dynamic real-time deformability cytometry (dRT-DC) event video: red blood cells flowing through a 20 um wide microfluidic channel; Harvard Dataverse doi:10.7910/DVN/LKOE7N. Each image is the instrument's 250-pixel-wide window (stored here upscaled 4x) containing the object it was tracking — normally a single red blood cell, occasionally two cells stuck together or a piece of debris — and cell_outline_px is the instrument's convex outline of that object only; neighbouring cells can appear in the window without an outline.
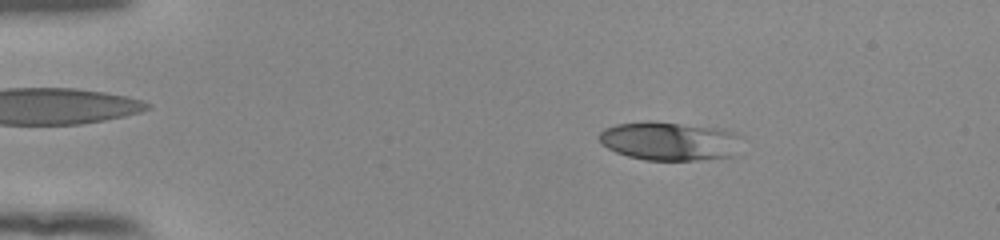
{"species": "human", "species_latin": "Homo sapiens", "temperature_condition": "room temperature", "stored_images_in_passage": 46, "camera_frame_rate_fps": 3000, "um_per_image_px": 0.085, "donor": {"sex": "female"}, "frame": {"image": 1, "passage_image": 3, "time_ms": 0.667, "image_size_px": [1000, 240], "cell_outline_px": [[744, 136], [736, 156], [696, 160], [644, 160], [628, 156], [616, 152], [608, 148], [600, 140], [600, 132], [604, 128], [616, 124], [648, 120], [724, 128], [736, 132]], "centroid_in_image_um": [57.01, 11.98], "position_along_channel_um": 28.0, "area_um2": 32.83}}
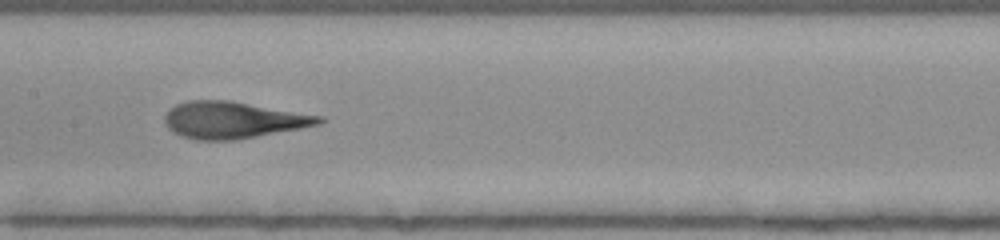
{"frame": {"image": 2, "passage_image": 21, "time_ms": 6.667, "image_size_px": [1000, 240], "cell_outline_px": [[324, 120], [320, 124], [300, 128], [236, 140], [196, 140], [180, 136], [172, 132], [168, 128], [164, 120], [164, 116], [176, 104], [188, 100], [228, 100], [324, 116]], "centroid_in_image_um": [19.8, 10.2], "position_along_channel_um": 187.6, "area_um2": 33.0}}
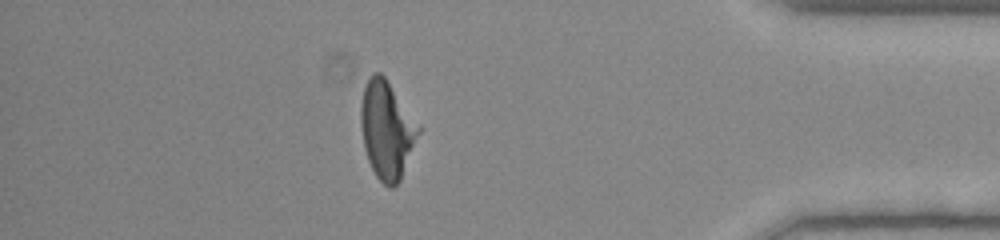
{"frame": {"image": 3, "passage_image": 40, "time_ms": 13.0, "image_size_px": [1000, 240], "cell_outline_px": [[420, 132], [400, 180], [392, 188], [388, 188], [376, 176], [368, 160], [364, 148], [360, 124], [360, 104], [364, 88], [368, 76], [372, 72], [380, 72], [384, 76], [420, 128]], "centroid_in_image_um": [32.84, 11.04], "position_along_channel_um": 402.4, "area_um2": 32.37}, "authors_computed_cell_mechanics": {"area_um2": 32.7437, "velocity_mm_per_s": 3.9367, "shape_relaxation_time_tau1_ms": 4.3637, "shape_relaxation_time_tau2_ms": 1.2452, "deformation_change_tau1": 0.1886, "deformation_change_tau2": 0.0939}}